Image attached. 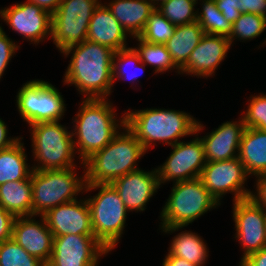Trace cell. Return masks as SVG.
I'll list each match as a JSON object with an SVG mask.
<instances>
[{"label":"cell","mask_w":266,"mask_h":266,"mask_svg":"<svg viewBox=\"0 0 266 266\" xmlns=\"http://www.w3.org/2000/svg\"><path fill=\"white\" fill-rule=\"evenodd\" d=\"M114 53L112 49L89 40L67 48L62 54L65 57L70 54L71 59L64 74V84L74 85L85 99L108 98L114 86Z\"/></svg>","instance_id":"1"},{"label":"cell","mask_w":266,"mask_h":266,"mask_svg":"<svg viewBox=\"0 0 266 266\" xmlns=\"http://www.w3.org/2000/svg\"><path fill=\"white\" fill-rule=\"evenodd\" d=\"M73 117L72 138L81 163L94 152L103 149L125 125V112L117 119L113 103L108 98L83 99ZM120 120V121H119ZM118 128V129H117Z\"/></svg>","instance_id":"2"},{"label":"cell","mask_w":266,"mask_h":266,"mask_svg":"<svg viewBox=\"0 0 266 266\" xmlns=\"http://www.w3.org/2000/svg\"><path fill=\"white\" fill-rule=\"evenodd\" d=\"M127 111L125 125L135 134L146 152L156 142L172 146L180 142L181 137L192 136L196 132L198 121L184 111L161 108Z\"/></svg>","instance_id":"3"},{"label":"cell","mask_w":266,"mask_h":266,"mask_svg":"<svg viewBox=\"0 0 266 266\" xmlns=\"http://www.w3.org/2000/svg\"><path fill=\"white\" fill-rule=\"evenodd\" d=\"M122 130L103 149L80 162L85 173V184H111L117 178L141 169L137 167V162L146 151L126 125Z\"/></svg>","instance_id":"4"},{"label":"cell","mask_w":266,"mask_h":266,"mask_svg":"<svg viewBox=\"0 0 266 266\" xmlns=\"http://www.w3.org/2000/svg\"><path fill=\"white\" fill-rule=\"evenodd\" d=\"M218 205L200 178L173 183L160 213V230L170 234L182 230Z\"/></svg>","instance_id":"5"},{"label":"cell","mask_w":266,"mask_h":266,"mask_svg":"<svg viewBox=\"0 0 266 266\" xmlns=\"http://www.w3.org/2000/svg\"><path fill=\"white\" fill-rule=\"evenodd\" d=\"M95 189H99L98 193L86 198L90 208L93 233L110 252L124 234L129 211L111 184H85L83 192L88 193Z\"/></svg>","instance_id":"6"},{"label":"cell","mask_w":266,"mask_h":266,"mask_svg":"<svg viewBox=\"0 0 266 266\" xmlns=\"http://www.w3.org/2000/svg\"><path fill=\"white\" fill-rule=\"evenodd\" d=\"M32 153L36 163L33 170H55L77 167L72 132L57 122H40L30 125Z\"/></svg>","instance_id":"7"},{"label":"cell","mask_w":266,"mask_h":266,"mask_svg":"<svg viewBox=\"0 0 266 266\" xmlns=\"http://www.w3.org/2000/svg\"><path fill=\"white\" fill-rule=\"evenodd\" d=\"M76 167L55 170H33L32 215L42 216L51 208L76 200L84 191L85 173L78 177Z\"/></svg>","instance_id":"8"},{"label":"cell","mask_w":266,"mask_h":266,"mask_svg":"<svg viewBox=\"0 0 266 266\" xmlns=\"http://www.w3.org/2000/svg\"><path fill=\"white\" fill-rule=\"evenodd\" d=\"M61 94L48 81H27L16 95L19 115L29 126L40 122L60 121L67 106Z\"/></svg>","instance_id":"9"},{"label":"cell","mask_w":266,"mask_h":266,"mask_svg":"<svg viewBox=\"0 0 266 266\" xmlns=\"http://www.w3.org/2000/svg\"><path fill=\"white\" fill-rule=\"evenodd\" d=\"M101 0H62L52 14L51 39L62 53L87 40L89 22Z\"/></svg>","instance_id":"10"},{"label":"cell","mask_w":266,"mask_h":266,"mask_svg":"<svg viewBox=\"0 0 266 266\" xmlns=\"http://www.w3.org/2000/svg\"><path fill=\"white\" fill-rule=\"evenodd\" d=\"M204 126L198 121L195 138L189 142L180 141L171 146L172 152L167 160L156 168L160 185L200 178L202 169L207 163L204 146L198 136Z\"/></svg>","instance_id":"11"},{"label":"cell","mask_w":266,"mask_h":266,"mask_svg":"<svg viewBox=\"0 0 266 266\" xmlns=\"http://www.w3.org/2000/svg\"><path fill=\"white\" fill-rule=\"evenodd\" d=\"M248 177L238 157L207 162L200 175L205 188L219 204L227 193H233V202L249 198L253 191L244 187Z\"/></svg>","instance_id":"12"},{"label":"cell","mask_w":266,"mask_h":266,"mask_svg":"<svg viewBox=\"0 0 266 266\" xmlns=\"http://www.w3.org/2000/svg\"><path fill=\"white\" fill-rule=\"evenodd\" d=\"M235 238L244 252L241 261L266 246L265 208L251 197L233 203Z\"/></svg>","instance_id":"13"},{"label":"cell","mask_w":266,"mask_h":266,"mask_svg":"<svg viewBox=\"0 0 266 266\" xmlns=\"http://www.w3.org/2000/svg\"><path fill=\"white\" fill-rule=\"evenodd\" d=\"M108 253L94 236L61 235L54 237L52 255L47 265L97 266L99 259Z\"/></svg>","instance_id":"14"},{"label":"cell","mask_w":266,"mask_h":266,"mask_svg":"<svg viewBox=\"0 0 266 266\" xmlns=\"http://www.w3.org/2000/svg\"><path fill=\"white\" fill-rule=\"evenodd\" d=\"M0 18L10 29L33 44L51 38L52 15L28 1L2 8Z\"/></svg>","instance_id":"15"},{"label":"cell","mask_w":266,"mask_h":266,"mask_svg":"<svg viewBox=\"0 0 266 266\" xmlns=\"http://www.w3.org/2000/svg\"><path fill=\"white\" fill-rule=\"evenodd\" d=\"M42 216L54 237L67 234L94 236L90 208L86 199L60 204Z\"/></svg>","instance_id":"16"},{"label":"cell","mask_w":266,"mask_h":266,"mask_svg":"<svg viewBox=\"0 0 266 266\" xmlns=\"http://www.w3.org/2000/svg\"><path fill=\"white\" fill-rule=\"evenodd\" d=\"M35 217H15L12 239L28 254L48 264L52 255L54 235L43 216H40V221H36Z\"/></svg>","instance_id":"17"},{"label":"cell","mask_w":266,"mask_h":266,"mask_svg":"<svg viewBox=\"0 0 266 266\" xmlns=\"http://www.w3.org/2000/svg\"><path fill=\"white\" fill-rule=\"evenodd\" d=\"M111 185L118 192L120 199L129 212H143L151 197L160 188L156 168L152 169V171L138 169L130 172L117 178Z\"/></svg>","instance_id":"18"},{"label":"cell","mask_w":266,"mask_h":266,"mask_svg":"<svg viewBox=\"0 0 266 266\" xmlns=\"http://www.w3.org/2000/svg\"><path fill=\"white\" fill-rule=\"evenodd\" d=\"M230 47L231 43L227 37L205 33L191 52L188 62L180 69V74L206 79L213 76Z\"/></svg>","instance_id":"19"},{"label":"cell","mask_w":266,"mask_h":266,"mask_svg":"<svg viewBox=\"0 0 266 266\" xmlns=\"http://www.w3.org/2000/svg\"><path fill=\"white\" fill-rule=\"evenodd\" d=\"M245 125L242 117L239 121H227L211 133L200 137L206 161H224L238 157L239 146Z\"/></svg>","instance_id":"20"},{"label":"cell","mask_w":266,"mask_h":266,"mask_svg":"<svg viewBox=\"0 0 266 266\" xmlns=\"http://www.w3.org/2000/svg\"><path fill=\"white\" fill-rule=\"evenodd\" d=\"M100 3L89 22L87 40L106 46L113 51L127 48L126 31L106 6Z\"/></svg>","instance_id":"21"},{"label":"cell","mask_w":266,"mask_h":266,"mask_svg":"<svg viewBox=\"0 0 266 266\" xmlns=\"http://www.w3.org/2000/svg\"><path fill=\"white\" fill-rule=\"evenodd\" d=\"M106 6L133 40L143 32L155 10L149 0H112Z\"/></svg>","instance_id":"22"},{"label":"cell","mask_w":266,"mask_h":266,"mask_svg":"<svg viewBox=\"0 0 266 266\" xmlns=\"http://www.w3.org/2000/svg\"><path fill=\"white\" fill-rule=\"evenodd\" d=\"M247 175L266 173V131L245 127L238 151Z\"/></svg>","instance_id":"23"},{"label":"cell","mask_w":266,"mask_h":266,"mask_svg":"<svg viewBox=\"0 0 266 266\" xmlns=\"http://www.w3.org/2000/svg\"><path fill=\"white\" fill-rule=\"evenodd\" d=\"M205 32L197 21L176 26L173 36L167 41L166 48L174 64L181 69L199 44Z\"/></svg>","instance_id":"24"},{"label":"cell","mask_w":266,"mask_h":266,"mask_svg":"<svg viewBox=\"0 0 266 266\" xmlns=\"http://www.w3.org/2000/svg\"><path fill=\"white\" fill-rule=\"evenodd\" d=\"M0 206L14 217L32 216L31 177L0 184Z\"/></svg>","instance_id":"25"},{"label":"cell","mask_w":266,"mask_h":266,"mask_svg":"<svg viewBox=\"0 0 266 266\" xmlns=\"http://www.w3.org/2000/svg\"><path fill=\"white\" fill-rule=\"evenodd\" d=\"M21 137L11 147L0 150V184L30 178L33 168L27 163Z\"/></svg>","instance_id":"26"},{"label":"cell","mask_w":266,"mask_h":266,"mask_svg":"<svg viewBox=\"0 0 266 266\" xmlns=\"http://www.w3.org/2000/svg\"><path fill=\"white\" fill-rule=\"evenodd\" d=\"M202 239L195 232L182 231L172 239L168 254L181 257L189 263L204 266L209 257V251L206 242Z\"/></svg>","instance_id":"27"},{"label":"cell","mask_w":266,"mask_h":266,"mask_svg":"<svg viewBox=\"0 0 266 266\" xmlns=\"http://www.w3.org/2000/svg\"><path fill=\"white\" fill-rule=\"evenodd\" d=\"M139 42L138 47H134L140 55V60L146 66L154 67V73H164L170 70H177L176 73L180 74V69L174 64L166 45L148 43L139 37H134Z\"/></svg>","instance_id":"28"},{"label":"cell","mask_w":266,"mask_h":266,"mask_svg":"<svg viewBox=\"0 0 266 266\" xmlns=\"http://www.w3.org/2000/svg\"><path fill=\"white\" fill-rule=\"evenodd\" d=\"M202 7L197 9V22L206 34L229 37L232 24L228 22L222 12L217 8L215 0H202Z\"/></svg>","instance_id":"29"},{"label":"cell","mask_w":266,"mask_h":266,"mask_svg":"<svg viewBox=\"0 0 266 266\" xmlns=\"http://www.w3.org/2000/svg\"><path fill=\"white\" fill-rule=\"evenodd\" d=\"M131 63L135 64L134 67L136 66L135 72L134 70L132 72L131 71L129 72L126 69V66ZM145 66L146 65L143 62H141L140 55L138 54V52L135 50L134 47L133 48L127 47L119 51H116L113 56V64H112L113 83L115 84L116 78L122 80L124 79L130 80V83L133 82V84L136 81L139 82V80H137V77H139V75H141L142 72H144Z\"/></svg>","instance_id":"30"},{"label":"cell","mask_w":266,"mask_h":266,"mask_svg":"<svg viewBox=\"0 0 266 266\" xmlns=\"http://www.w3.org/2000/svg\"><path fill=\"white\" fill-rule=\"evenodd\" d=\"M266 29V18L252 13H241L239 18L232 24V32L228 37L231 45L234 40H252L260 36Z\"/></svg>","instance_id":"31"},{"label":"cell","mask_w":266,"mask_h":266,"mask_svg":"<svg viewBox=\"0 0 266 266\" xmlns=\"http://www.w3.org/2000/svg\"><path fill=\"white\" fill-rule=\"evenodd\" d=\"M176 26L170 23L157 9L149 16L139 38L148 43L166 44L173 36Z\"/></svg>","instance_id":"32"},{"label":"cell","mask_w":266,"mask_h":266,"mask_svg":"<svg viewBox=\"0 0 266 266\" xmlns=\"http://www.w3.org/2000/svg\"><path fill=\"white\" fill-rule=\"evenodd\" d=\"M196 4L192 0H169L157 8V10L170 23L178 26L197 21V10H194Z\"/></svg>","instance_id":"33"},{"label":"cell","mask_w":266,"mask_h":266,"mask_svg":"<svg viewBox=\"0 0 266 266\" xmlns=\"http://www.w3.org/2000/svg\"><path fill=\"white\" fill-rule=\"evenodd\" d=\"M39 259L28 254L12 238L0 243V266H44Z\"/></svg>","instance_id":"34"},{"label":"cell","mask_w":266,"mask_h":266,"mask_svg":"<svg viewBox=\"0 0 266 266\" xmlns=\"http://www.w3.org/2000/svg\"><path fill=\"white\" fill-rule=\"evenodd\" d=\"M247 110L241 114L245 127L266 131V94L250 97Z\"/></svg>","instance_id":"35"},{"label":"cell","mask_w":266,"mask_h":266,"mask_svg":"<svg viewBox=\"0 0 266 266\" xmlns=\"http://www.w3.org/2000/svg\"><path fill=\"white\" fill-rule=\"evenodd\" d=\"M224 18L233 24L241 15L248 13V0H215Z\"/></svg>","instance_id":"36"},{"label":"cell","mask_w":266,"mask_h":266,"mask_svg":"<svg viewBox=\"0 0 266 266\" xmlns=\"http://www.w3.org/2000/svg\"><path fill=\"white\" fill-rule=\"evenodd\" d=\"M19 45L16 44L11 38L6 35L4 29L0 25V80L4 74L7 65L16 51L19 49Z\"/></svg>","instance_id":"37"},{"label":"cell","mask_w":266,"mask_h":266,"mask_svg":"<svg viewBox=\"0 0 266 266\" xmlns=\"http://www.w3.org/2000/svg\"><path fill=\"white\" fill-rule=\"evenodd\" d=\"M15 217L0 206V243L12 238V226Z\"/></svg>","instance_id":"38"},{"label":"cell","mask_w":266,"mask_h":266,"mask_svg":"<svg viewBox=\"0 0 266 266\" xmlns=\"http://www.w3.org/2000/svg\"><path fill=\"white\" fill-rule=\"evenodd\" d=\"M256 192L251 193V198L266 209V173L256 177Z\"/></svg>","instance_id":"39"},{"label":"cell","mask_w":266,"mask_h":266,"mask_svg":"<svg viewBox=\"0 0 266 266\" xmlns=\"http://www.w3.org/2000/svg\"><path fill=\"white\" fill-rule=\"evenodd\" d=\"M239 266H266V246L260 251L248 255L239 262Z\"/></svg>","instance_id":"40"},{"label":"cell","mask_w":266,"mask_h":266,"mask_svg":"<svg viewBox=\"0 0 266 266\" xmlns=\"http://www.w3.org/2000/svg\"><path fill=\"white\" fill-rule=\"evenodd\" d=\"M20 137H9L8 136V128L5 122L0 118V150L11 147L14 143H16Z\"/></svg>","instance_id":"41"},{"label":"cell","mask_w":266,"mask_h":266,"mask_svg":"<svg viewBox=\"0 0 266 266\" xmlns=\"http://www.w3.org/2000/svg\"><path fill=\"white\" fill-rule=\"evenodd\" d=\"M37 5L43 10L48 11L51 15L59 8L62 0H26Z\"/></svg>","instance_id":"42"},{"label":"cell","mask_w":266,"mask_h":266,"mask_svg":"<svg viewBox=\"0 0 266 266\" xmlns=\"http://www.w3.org/2000/svg\"><path fill=\"white\" fill-rule=\"evenodd\" d=\"M248 13L258 14L266 18V0H248Z\"/></svg>","instance_id":"43"},{"label":"cell","mask_w":266,"mask_h":266,"mask_svg":"<svg viewBox=\"0 0 266 266\" xmlns=\"http://www.w3.org/2000/svg\"><path fill=\"white\" fill-rule=\"evenodd\" d=\"M162 266H199L197 264L189 263L187 260L167 254L163 259Z\"/></svg>","instance_id":"44"},{"label":"cell","mask_w":266,"mask_h":266,"mask_svg":"<svg viewBox=\"0 0 266 266\" xmlns=\"http://www.w3.org/2000/svg\"><path fill=\"white\" fill-rule=\"evenodd\" d=\"M169 0H149V2L152 4V6L157 9L165 2H168Z\"/></svg>","instance_id":"45"},{"label":"cell","mask_w":266,"mask_h":266,"mask_svg":"<svg viewBox=\"0 0 266 266\" xmlns=\"http://www.w3.org/2000/svg\"><path fill=\"white\" fill-rule=\"evenodd\" d=\"M265 229H266V209H265Z\"/></svg>","instance_id":"46"}]
</instances>
